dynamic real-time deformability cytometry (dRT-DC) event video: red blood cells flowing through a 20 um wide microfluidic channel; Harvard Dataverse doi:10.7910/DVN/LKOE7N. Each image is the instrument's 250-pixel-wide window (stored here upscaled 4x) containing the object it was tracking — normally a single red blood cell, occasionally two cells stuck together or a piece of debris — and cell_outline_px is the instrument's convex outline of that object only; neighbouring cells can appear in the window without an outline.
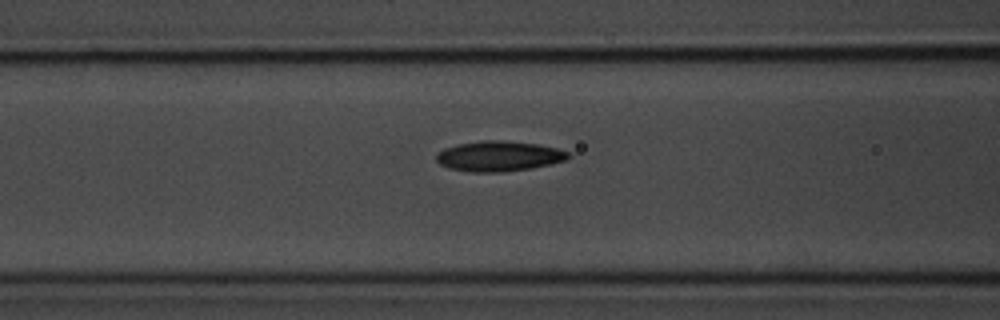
{"species": "common noctule bat (a hibernating species)", "species_latin": "Nyctalus noctula", "temperature_condition": "room temperature", "stored_images_in_passage": 3, "camera_frame_rate_fps": 3000, "um_per_image_px": 0.085, "animal": {"sex": "male", "body_mass_g": 20.1, "forearm_length_mm": 53.5}, "frame": {"image": 1, "passage_image": 3, "time_ms": 3.0, "image_size_px": [1000, 320], "cell_outline_px": [[572, 156], [564, 160], [532, 168], [504, 172], [472, 172], [448, 168], [440, 164], [436, 160], [436, 156], [444, 148], [460, 144], [484, 140], [504, 140], [536, 144], [556, 148], [568, 152]], "centroid_in_image_um": [42.4, 13.28], "position_along_channel_um": 124.2, "area_um2": 23.06}}